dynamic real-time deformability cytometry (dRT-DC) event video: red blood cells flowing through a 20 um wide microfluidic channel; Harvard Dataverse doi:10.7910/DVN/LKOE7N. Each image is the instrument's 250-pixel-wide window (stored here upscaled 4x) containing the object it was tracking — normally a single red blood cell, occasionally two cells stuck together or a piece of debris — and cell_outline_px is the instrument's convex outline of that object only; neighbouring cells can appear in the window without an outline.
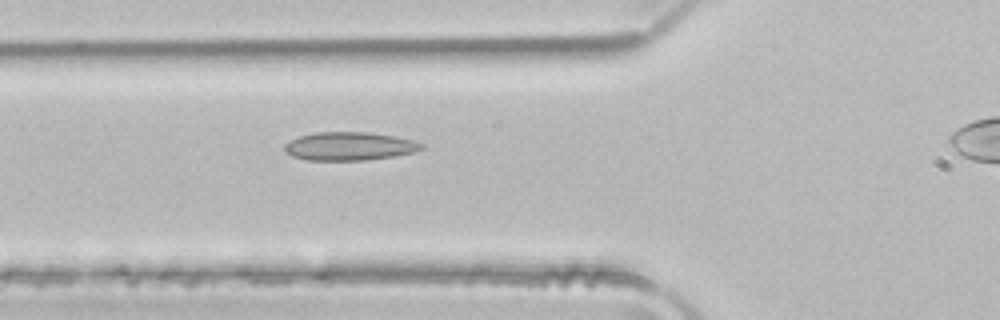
{"species": "common noctule bat (a hibernating species)", "species_latin": "Nyctalus noctula", "temperature_condition": "room temperature", "stored_images_in_passage": 5, "camera_frame_rate_fps": 3000, "um_per_image_px": 0.085, "animal": {"sex": "male", "body_mass_g": 21.5, "forearm_length_mm": 52.0}, "frame": {"image": 1, "passage_image": 4, "time_ms": 1.0, "image_size_px": [1000, 320], "cell_outline_px": [[424, 148], [412, 152], [392, 156], [364, 160], [308, 160], [292, 156], [284, 148], [284, 144], [300, 136], [316, 132], [368, 132], [392, 136], [412, 140], [424, 144]], "centroid_in_image_um": [29.69, 12.42], "position_along_channel_um": 96.1, "area_um2": 22.25}}